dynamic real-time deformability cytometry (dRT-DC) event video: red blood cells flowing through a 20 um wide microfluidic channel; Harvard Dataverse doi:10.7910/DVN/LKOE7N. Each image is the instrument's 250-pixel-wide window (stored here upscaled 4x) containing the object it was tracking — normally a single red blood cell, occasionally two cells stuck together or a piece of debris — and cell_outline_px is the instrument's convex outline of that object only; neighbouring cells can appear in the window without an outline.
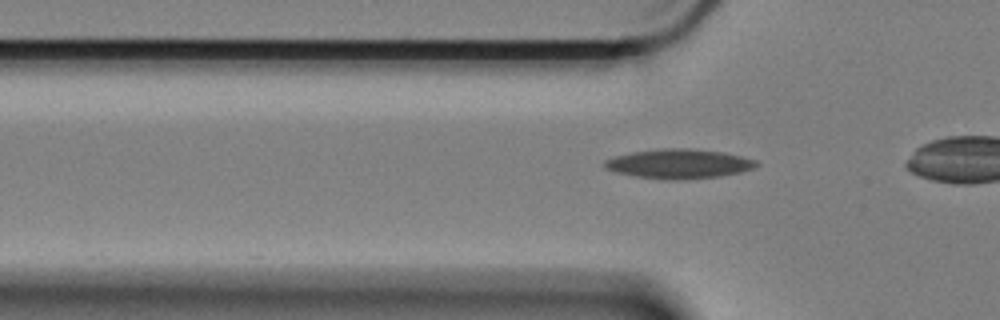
{"species": "Egyptian fruit bat (a non-hibernating species)", "species_latin": "Rousettus aegyptiacus", "temperature_condition": "cold", "stored_images_in_passage": 33, "camera_frame_rate_fps": 3000, "um_per_image_px": 0.085, "animal": {"sex": "female"}, "frame": {"image": 1, "passage_image": 4, "time_ms": 1.0, "image_size_px": [1000, 320], "cell_outline_px": [[760, 164], [756, 168], [740, 172], [720, 176], [684, 180], [664, 180], [636, 176], [616, 172], [604, 168], [604, 160], [616, 156], [632, 152], [664, 148], [688, 148], [720, 152], [740, 156], [756, 160]], "centroid_in_image_um": [57.72, 13.93], "position_along_channel_um": 68.1, "area_um2": 26.07}}
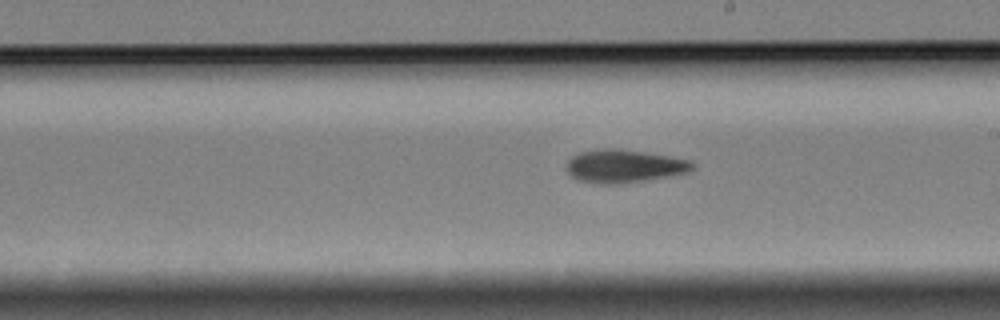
{"frame": {"image": 2, "passage_image": 19, "time_ms": 6.0, "image_size_px": [1000, 320], "cell_outline_px": [[696, 164], [688, 172], [644, 180], [616, 184], [600, 184], [580, 180], [572, 176], [564, 168], [568, 160], [572, 156], [580, 152], [600, 148], [616, 148], [668, 156], [692, 160]], "centroid_in_image_um": [53.01, 14.11], "position_along_channel_um": 236.0, "area_um2": 24.1}}
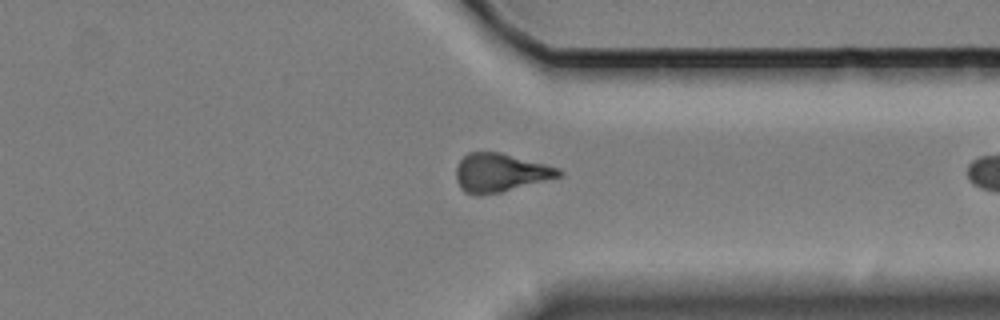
{"frame": {"image": 3, "passage_image": 31, "time_ms": 10.0, "image_size_px": [1000, 320], "cell_outline_px": [[564, 176], [500, 192], [464, 192], [460, 188], [456, 180], [456, 168], [460, 160], [468, 152], [500, 152], [560, 168], [564, 172]], "centroid_in_image_um": [42.57, 14.64], "position_along_channel_um": 368.8, "area_um2": 22.66}}